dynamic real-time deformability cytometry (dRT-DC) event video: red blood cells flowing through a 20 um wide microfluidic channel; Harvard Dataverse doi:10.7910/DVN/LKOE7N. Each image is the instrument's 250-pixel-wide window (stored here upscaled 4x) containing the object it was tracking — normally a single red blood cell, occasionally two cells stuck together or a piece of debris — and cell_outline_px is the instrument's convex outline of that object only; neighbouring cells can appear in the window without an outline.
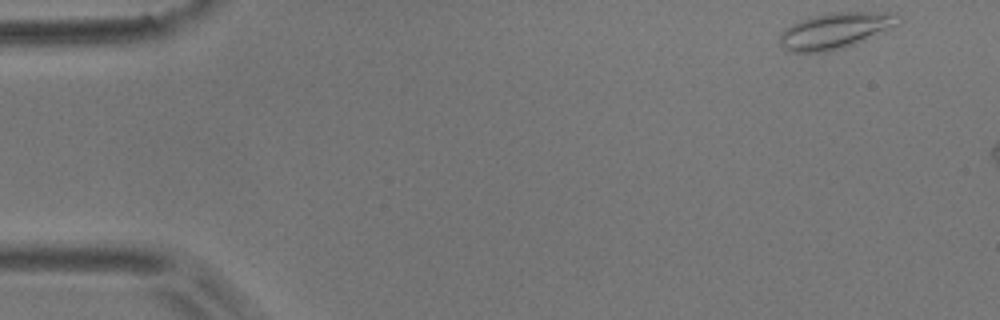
{"species": "common noctule bat (a hibernating species)", "species_latin": "Nyctalus noctula", "temperature_condition": "room temperature", "stored_images_in_passage": 8, "camera_frame_rate_fps": 3000, "um_per_image_px": 0.085, "animal": {"sex": "male", "body_mass_g": 17.9}, "frame": {"image": 1, "passage_image": 1, "time_ms": 0.0, "image_size_px": [1000, 320], "cell_outline_px": [[904, 20], [900, 24], [884, 32], [844, 48], [828, 52], [788, 52], [780, 44], [780, 32], [784, 28], [800, 20], [832, 12], [896, 12]], "centroid_in_image_um": [71.06, 2.6], "position_along_channel_um": 13.9, "area_um2": 25.2}}